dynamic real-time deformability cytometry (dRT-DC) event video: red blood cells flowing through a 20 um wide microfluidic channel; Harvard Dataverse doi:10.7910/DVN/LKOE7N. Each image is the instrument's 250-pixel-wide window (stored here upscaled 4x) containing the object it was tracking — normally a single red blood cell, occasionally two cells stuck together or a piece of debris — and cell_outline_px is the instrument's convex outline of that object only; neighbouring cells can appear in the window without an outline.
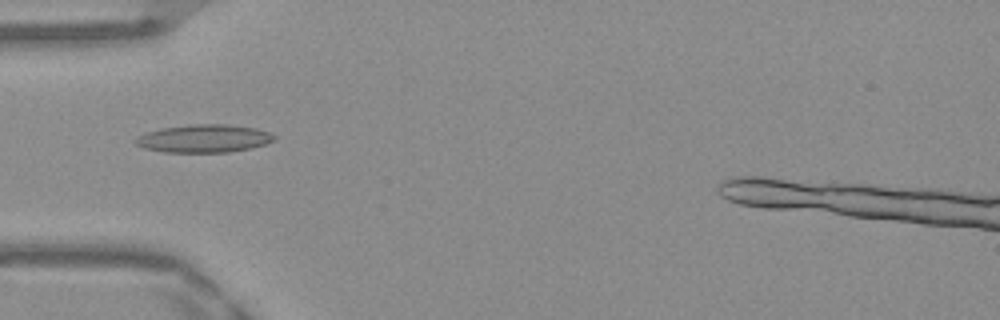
{"species": "Egyptian fruit bat (a non-hibernating species)", "species_latin": "Rousettus aegyptiacus", "temperature_condition": "warm", "stored_images_in_passage": 35, "camera_frame_rate_fps": 3000, "um_per_image_px": 0.085, "frame": {"image": 1, "passage_image": 2, "time_ms": 0.333, "image_size_px": [1000, 320], "cell_outline_px": [[272, 136], [268, 140], [260, 144], [244, 148], [220, 152], [176, 152], [152, 148], [140, 144], [156, 132], [168, 128], [248, 128], [264, 132]], "centroid_in_image_um": [17.45, 11.86], "position_along_channel_um": 67.5, "area_um2": 18.09}}
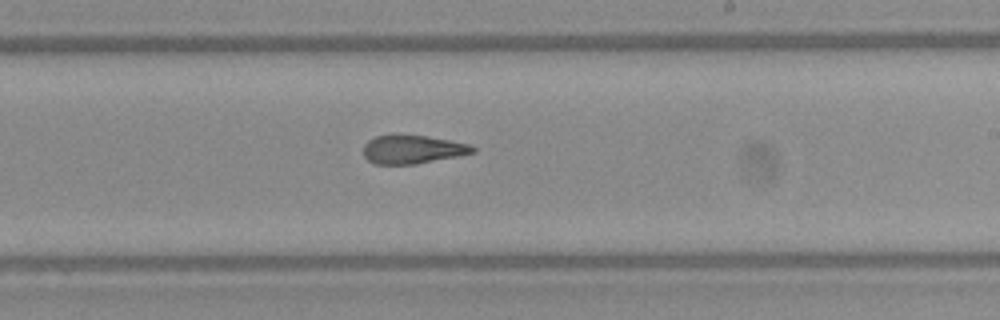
{"frame": {"image": 2, "passage_image": 16, "time_ms": 5.0, "image_size_px": [1000, 320], "cell_outline_px": [[476, 148], [472, 152], [412, 164], [380, 164], [368, 160], [364, 152], [364, 148], [372, 140], [380, 136], [424, 136], [464, 144]], "centroid_in_image_um": [35.02, 12.72], "position_along_channel_um": 254.0, "area_um2": 16.65}}
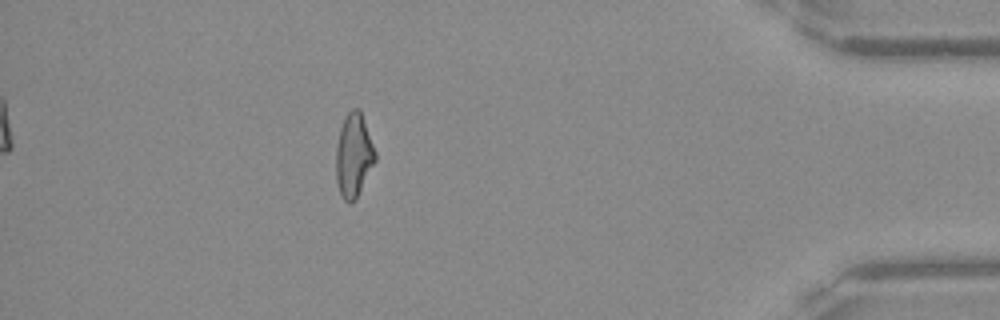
{"frame": {"image": 3, "passage_image": 31, "time_ms": 10.0, "image_size_px": [1000, 320], "cell_outline_px": [[376, 160], [356, 196], [352, 200], [344, 200], [340, 192], [336, 176], [336, 156], [340, 132], [344, 120], [348, 112], [356, 108], [360, 112], [376, 156]], "centroid_in_image_um": [30.05, 13.22], "position_along_channel_um": 405.1, "area_um2": 17.8}}